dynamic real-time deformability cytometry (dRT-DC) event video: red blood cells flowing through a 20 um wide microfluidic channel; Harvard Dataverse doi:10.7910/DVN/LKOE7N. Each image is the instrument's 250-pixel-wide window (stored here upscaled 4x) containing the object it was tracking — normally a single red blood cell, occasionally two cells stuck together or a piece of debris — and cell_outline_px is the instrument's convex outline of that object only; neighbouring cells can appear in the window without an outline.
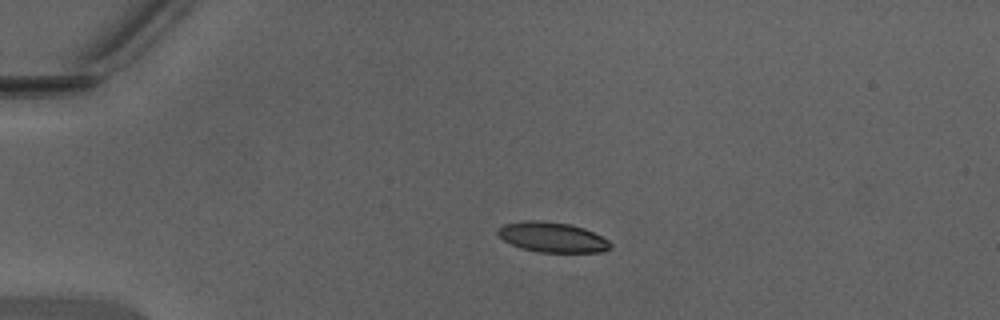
{"species": "Egyptian fruit bat (a non-hibernating species)", "species_latin": "Rousettus aegyptiacus", "temperature_condition": "warm", "stored_images_in_passage": 37, "camera_frame_rate_fps": 3000, "um_per_image_px": 0.085, "animal": {"sex": "male"}, "frame": {"image": 1, "passage_image": 1, "time_ms": 0.0, "image_size_px": [1000, 320], "cell_outline_px": [[612, 248], [604, 252], [540, 252], [520, 248], [504, 240], [496, 232], [496, 228], [504, 224], [524, 220], [540, 220], [572, 224], [584, 228], [608, 240], [612, 244]], "centroid_in_image_um": [46.94, 20.15], "position_along_channel_um": 38.1, "area_um2": 19.88}}
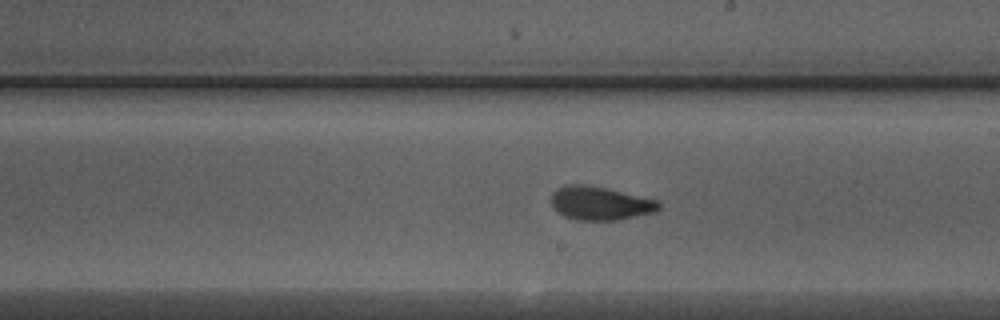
{"frame": {"image": 2, "passage_image": 18, "time_ms": 5.667, "image_size_px": [1000, 320], "cell_outline_px": [[660, 208], [652, 212], [636, 216], [616, 220], [576, 220], [564, 216], [552, 204], [552, 192], [556, 188], [568, 184], [584, 184], [604, 188], [656, 200], [660, 204]], "centroid_in_image_um": [50.97, 17.27], "position_along_channel_um": 238.0, "area_um2": 20.58}}
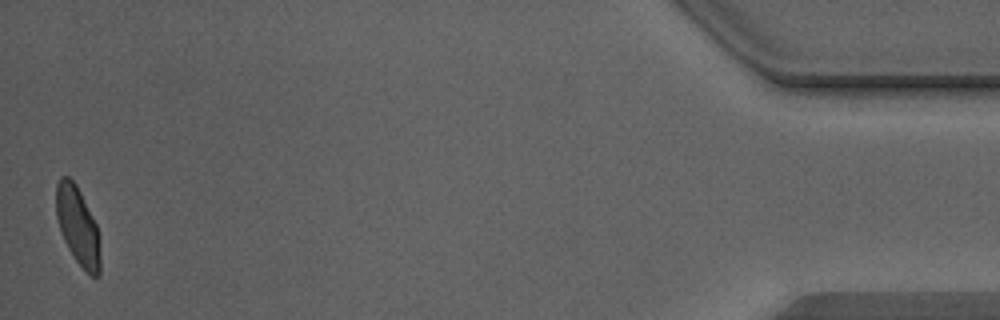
{"frame": {"image": 3, "passage_image": 37, "time_ms": 12.0, "image_size_px": [1000, 320], "cell_outline_px": [[100, 272], [96, 276], [92, 276], [76, 260], [68, 248], [64, 240], [56, 216], [56, 184], [60, 176], [68, 176], [76, 184], [96, 224], [100, 256]], "centroid_in_image_um": [6.59, 19.16], "position_along_channel_um": 428.6, "area_um2": 19.59}, "authors_computed_cell_mechanics": {"area_um2": 20.519, "velocity_mm_per_s": 4.377, "shape_relaxation_time_tau1_ms": 3.8378, "shape_relaxation_time_tau2_ms": 0.9387, "deformation_change_tau1": 0.1531, "deformation_change_tau2": 0.0725}}